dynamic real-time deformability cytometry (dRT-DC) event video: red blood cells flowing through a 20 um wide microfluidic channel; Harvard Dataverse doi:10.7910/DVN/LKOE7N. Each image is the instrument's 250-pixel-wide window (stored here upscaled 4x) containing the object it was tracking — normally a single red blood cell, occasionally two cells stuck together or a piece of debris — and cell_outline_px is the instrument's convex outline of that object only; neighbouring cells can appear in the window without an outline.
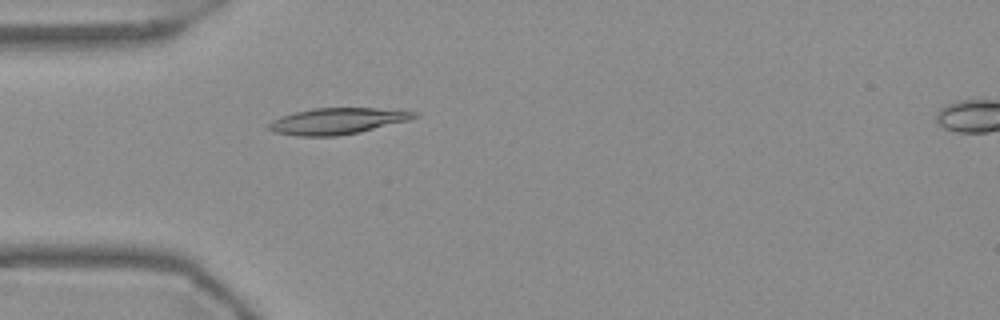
{"species": "Egyptian fruit bat (a non-hibernating species)", "species_latin": "Rousettus aegyptiacus", "temperature_condition": "warm", "stored_images_in_passage": 54, "camera_frame_rate_fps": 3000, "um_per_image_px": 0.085, "frame": {"image": 1, "passage_image": 16, "time_ms": 5.0, "image_size_px": [1000, 320], "cell_outline_px": [[420, 116], [408, 120], [360, 132], [336, 136], [296, 136], [272, 132], [268, 128], [268, 124], [272, 120], [280, 116], [312, 108], [396, 108], [420, 112]], "centroid_in_image_um": [28.72, 10.28], "position_along_channel_um": 56.3, "area_um2": 22.6}}
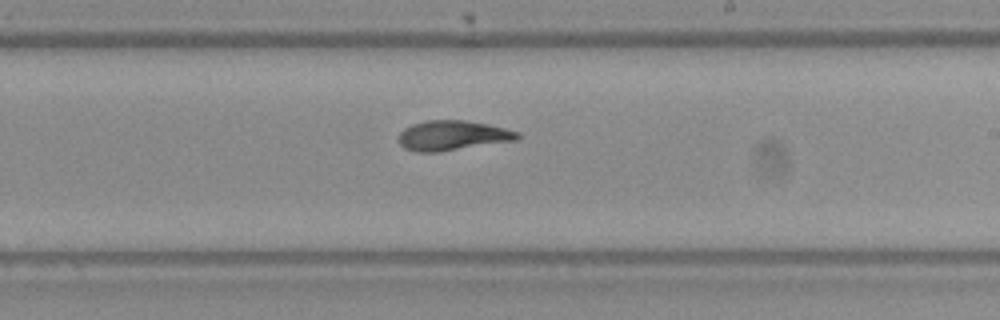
{"frame": {"image": 2, "passage_image": 32, "time_ms": 10.333, "image_size_px": [1000, 320], "cell_outline_px": [[520, 136], [516, 140], [440, 152], [416, 152], [404, 148], [396, 140], [400, 132], [404, 128], [412, 124], [424, 120], [464, 120], [488, 124], [520, 132]], "centroid_in_image_um": [38.42, 11.52], "position_along_channel_um": 250.6, "area_um2": 20.87}}
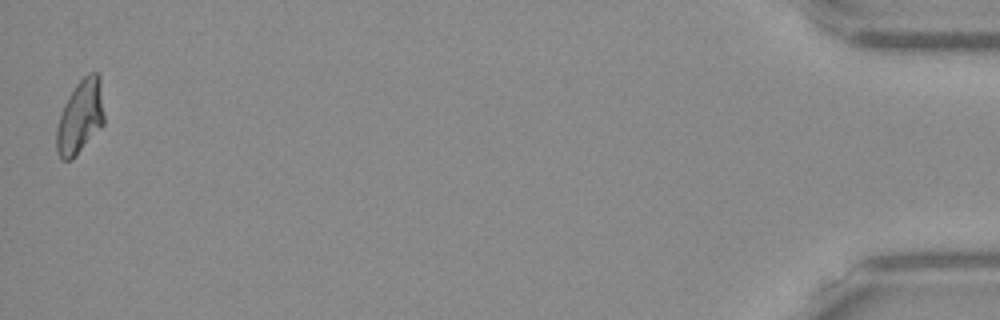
{"frame": {"image": 3, "passage_image": 54, "time_ms": 17.667, "image_size_px": [1000, 320], "cell_outline_px": [[104, 124], [76, 156], [72, 160], [60, 160], [56, 152], [56, 128], [64, 104], [68, 96], [76, 84], [88, 72], [96, 72], [100, 76], [104, 116]], "centroid_in_image_um": [6.81, 9.95], "position_along_channel_um": 428.4, "area_um2": 20.63}, "authors_computed_cell_mechanics": {"area_um2": 20.9525, "velocity_mm_per_s": 3.722, "shape_relaxation_time_tau1_ms": null, "shape_relaxation_time_tau2_ms": 2.465, "deformation_change_tau1": null, "deformation_change_tau2": 0.0779}}